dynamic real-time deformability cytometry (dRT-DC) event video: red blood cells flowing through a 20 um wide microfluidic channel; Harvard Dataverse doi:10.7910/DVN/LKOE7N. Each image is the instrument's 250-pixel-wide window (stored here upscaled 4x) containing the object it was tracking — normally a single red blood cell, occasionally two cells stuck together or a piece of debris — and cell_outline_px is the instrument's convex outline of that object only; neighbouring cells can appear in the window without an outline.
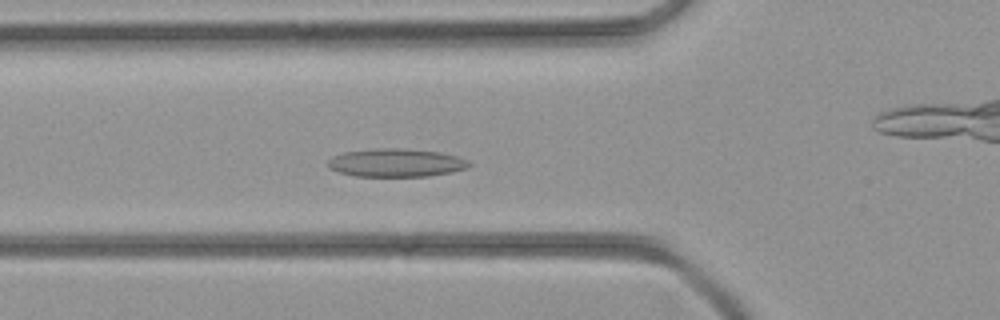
{"species": "common noctule bat (a hibernating species)", "species_latin": "Nyctalus noctula", "temperature_condition": "room temperature", "stored_images_in_passage": 39, "camera_frame_rate_fps": 3000, "um_per_image_px": 0.085, "animal": {"sex": "female", "body_mass_g": 21.9}, "frame": {"image": 1, "passage_image": 10, "time_ms": 3.0, "image_size_px": [1000, 320], "cell_outline_px": [[472, 164], [468, 168], [452, 172], [428, 176], [356, 176], [340, 172], [328, 168], [328, 160], [332, 156], [344, 152], [372, 148], [404, 148], [440, 152], [456, 156], [468, 160]], "centroid_in_image_um": [33.67, 13.82], "position_along_channel_um": 92.1, "area_um2": 23.35}}
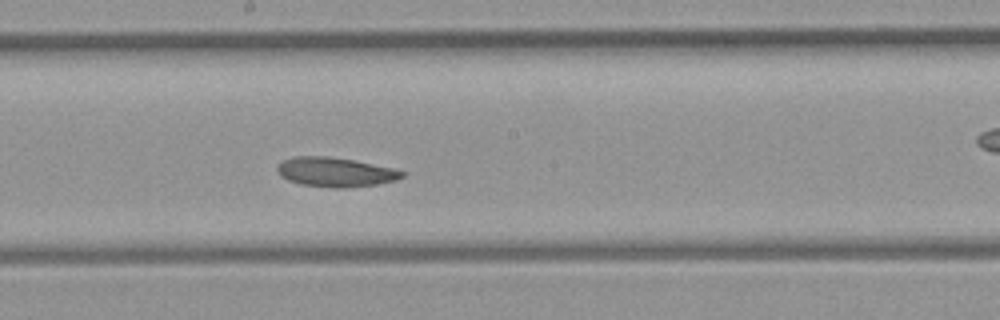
{"frame": {"image": 2, "passage_image": 18, "time_ms": 5.667, "image_size_px": [1000, 320], "cell_outline_px": [[404, 176], [396, 180], [380, 184], [344, 188], [332, 188], [300, 184], [288, 180], [280, 176], [276, 168], [284, 160], [292, 156], [328, 156], [352, 160], [396, 168], [404, 172]], "centroid_in_image_um": [28.52, 14.63], "position_along_channel_um": 219.7, "area_um2": 21.5}}
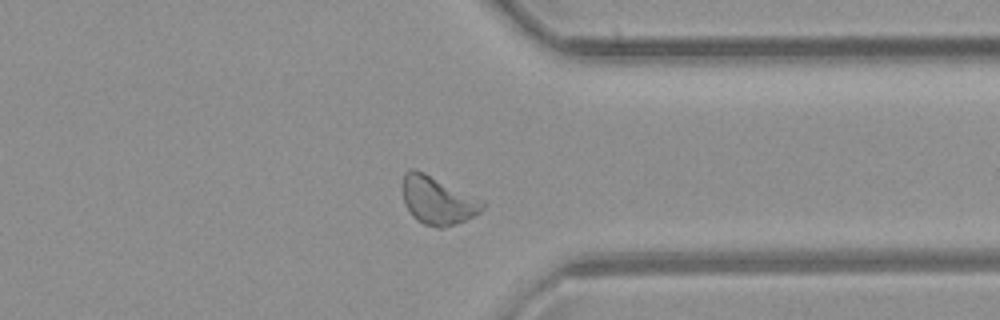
{"frame": {"image": 3, "passage_image": 28, "time_ms": 9.0, "image_size_px": [1000, 320], "cell_outline_px": [[484, 208], [480, 212], [456, 224], [440, 228], [436, 228], [424, 224], [416, 220], [412, 216], [404, 204], [400, 184], [404, 172], [412, 168], [424, 172], [484, 200]], "centroid_in_image_um": [37.15, 17.02], "position_along_channel_um": 374.3, "area_um2": 22.72}}